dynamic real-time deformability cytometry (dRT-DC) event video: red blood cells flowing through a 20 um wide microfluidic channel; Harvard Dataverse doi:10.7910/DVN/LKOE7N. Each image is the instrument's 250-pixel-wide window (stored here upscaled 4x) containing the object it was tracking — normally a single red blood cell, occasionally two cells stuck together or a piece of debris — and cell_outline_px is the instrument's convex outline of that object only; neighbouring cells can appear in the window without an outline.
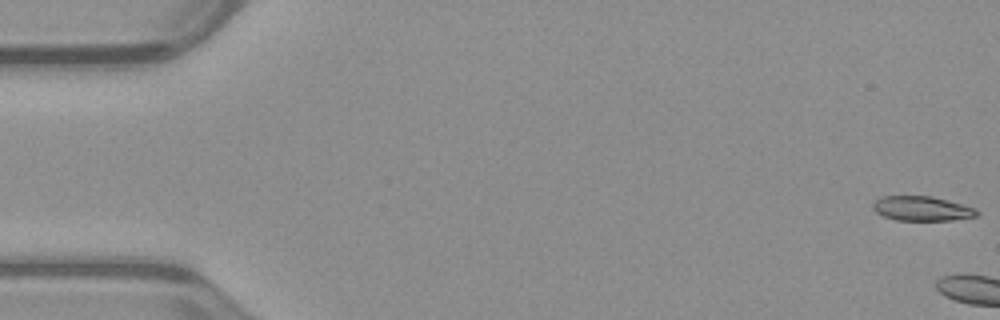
{"species": "common noctule bat (a hibernating species)", "species_latin": "Nyctalus noctula", "temperature_condition": "warm", "stored_images_in_passage": 4, "camera_frame_rate_fps": 3000, "um_per_image_px": 0.085, "animal": {"sex": "male", "body_mass_g": 23.1, "forearm_length_mm": 52.7}, "frame": {"image": 1, "passage_image": 1, "time_ms": 0.0, "image_size_px": [1000, 320], "cell_outline_px": [[980, 212], [976, 216], [952, 220], [896, 220], [884, 216], [876, 212], [872, 208], [872, 204], [880, 196], [932, 196], [948, 200], [976, 208]], "centroid_in_image_um": [78.36, 17.72], "position_along_channel_um": 6.6, "area_um2": 14.91}}